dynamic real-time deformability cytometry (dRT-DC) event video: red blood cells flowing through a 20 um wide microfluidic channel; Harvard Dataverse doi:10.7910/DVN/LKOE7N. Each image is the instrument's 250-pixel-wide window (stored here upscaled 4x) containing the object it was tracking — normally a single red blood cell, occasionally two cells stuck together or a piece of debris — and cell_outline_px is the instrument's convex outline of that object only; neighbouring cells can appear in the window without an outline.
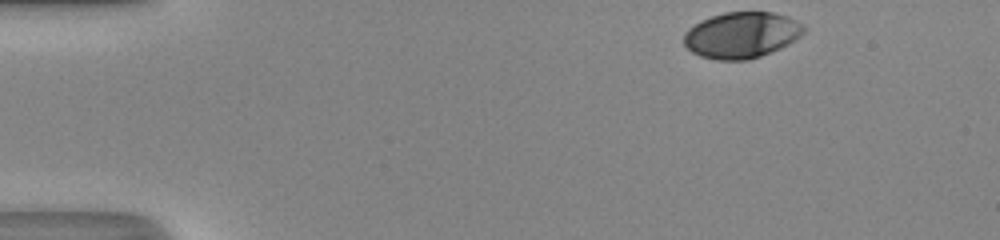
{"species": "human", "species_latin": "Homo sapiens", "temperature_condition": "room temperature", "stored_images_in_passage": 36, "camera_frame_rate_fps": 3000, "um_per_image_px": 0.085, "donor": {"sex": "male"}, "frame": {"image": 1, "passage_image": 1, "time_ms": 0.0, "image_size_px": [1000, 240], "cell_outline_px": [[808, 28], [800, 36], [788, 44], [780, 48], [760, 56], [748, 60], [716, 60], [700, 56], [692, 52], [684, 44], [684, 32], [688, 28], [700, 20], [724, 12], [772, 12], [788, 16], [804, 24]], "centroid_in_image_um": [63.04, 2.97], "position_along_channel_um": 22.0, "area_um2": 32.43}}
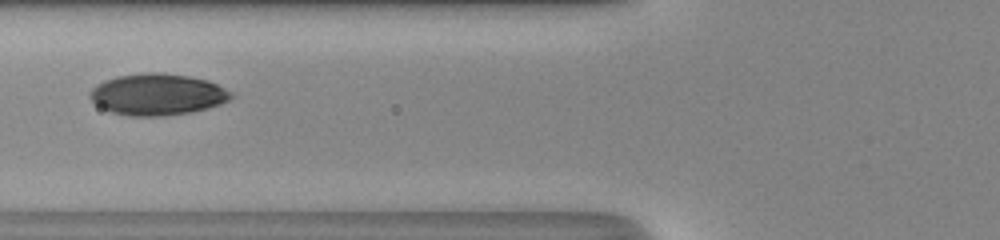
{"frame": {"image": 2, "passage_image": 15, "time_ms": 4.667, "image_size_px": [1000, 240], "cell_outline_px": [[236, 96], [220, 104], [208, 108], [192, 112], [164, 116], [128, 116], [112, 112], [96, 104], [88, 96], [88, 92], [96, 84], [104, 80], [116, 76], [144, 72], [160, 72], [188, 76], [208, 80], [232, 92]], "centroid_in_image_um": [13.37, 8.02], "position_along_channel_um": 112.4, "area_um2": 34.39}}
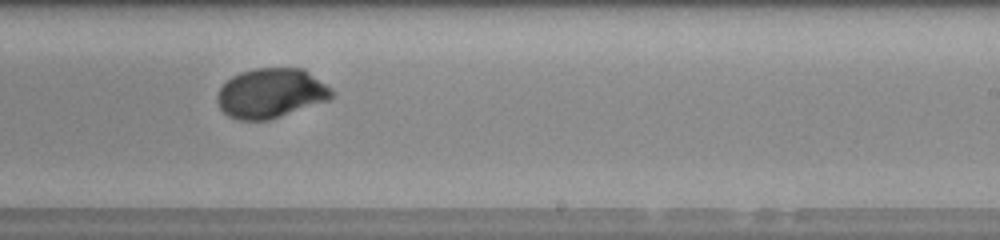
{"frame": {"image": 3, "passage_image": 26, "time_ms": 8.333, "image_size_px": [1000, 240], "cell_outline_px": [[332, 96], [328, 100], [268, 120], [240, 120], [228, 116], [220, 108], [216, 100], [216, 96], [220, 88], [232, 76], [240, 72], [252, 68], [304, 68], [332, 88]], "centroid_in_image_um": [23.01, 7.91], "position_along_channel_um": 266.0, "area_um2": 33.06}, "authors_computed_cell_mechanics": {"area_um2": 33.0038, "velocity_mm_per_s": 4.2, "shape_relaxation_time_tau1_ms": 2.6051, "shape_relaxation_time_tau2_ms": null, "deformation_change_tau1": 0.1688, "deformation_change_tau2": null}}